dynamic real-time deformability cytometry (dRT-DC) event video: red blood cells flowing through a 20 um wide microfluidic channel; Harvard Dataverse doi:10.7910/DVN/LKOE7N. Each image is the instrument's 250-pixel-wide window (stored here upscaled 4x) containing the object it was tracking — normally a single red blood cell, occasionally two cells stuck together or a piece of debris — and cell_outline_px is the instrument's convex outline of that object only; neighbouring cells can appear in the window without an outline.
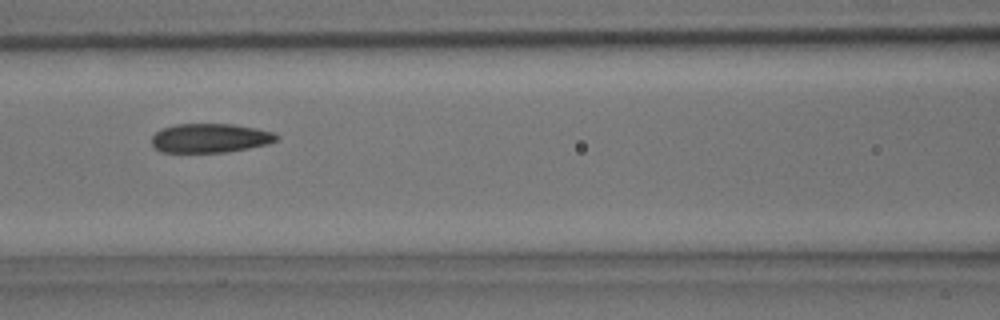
{"species": "common noctule bat (a hibernating species)", "species_latin": "Nyctalus noctula", "temperature_condition": "room temperature", "stored_images_in_passage": 6, "camera_frame_rate_fps": 3000, "um_per_image_px": 0.085, "animal": {"sex": "male", "body_mass_g": 15.6}, "frame": {"image": 1, "passage_image": 6, "time_ms": 1.667, "image_size_px": [1000, 320], "cell_outline_px": [[280, 140], [268, 144], [228, 152], [160, 152], [152, 144], [152, 136], [160, 128], [176, 124], [232, 124], [256, 128], [272, 132], [280, 136]], "centroid_in_image_um": [17.88, 11.73], "position_along_channel_um": 148.7, "area_um2": 21.33}}